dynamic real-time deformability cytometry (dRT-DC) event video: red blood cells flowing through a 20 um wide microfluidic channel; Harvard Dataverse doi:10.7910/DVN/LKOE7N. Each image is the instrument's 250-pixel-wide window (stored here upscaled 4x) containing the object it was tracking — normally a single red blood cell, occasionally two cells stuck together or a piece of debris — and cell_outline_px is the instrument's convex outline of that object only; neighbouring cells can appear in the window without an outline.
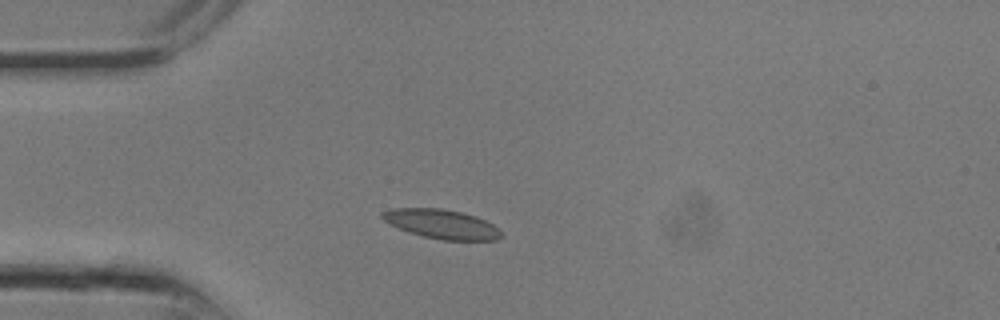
{"species": "common noctule bat (a hibernating species)", "species_latin": "Nyctalus noctula", "temperature_condition": "room temperature", "stored_images_in_passage": 13, "camera_frame_rate_fps": 3000, "um_per_image_px": 0.085, "animal": {"sex": "male", "body_mass_g": 13.3}, "frame": {"image": 1, "passage_image": 4, "time_ms": 1.0, "image_size_px": [1000, 320], "cell_outline_px": [[500, 236], [496, 240], [440, 240], [408, 232], [384, 220], [380, 216], [380, 212], [392, 208], [440, 208], [460, 212], [476, 216], [500, 228]], "centroid_in_image_um": [37.52, 19.04], "position_along_channel_um": 47.5, "area_um2": 20.11}}
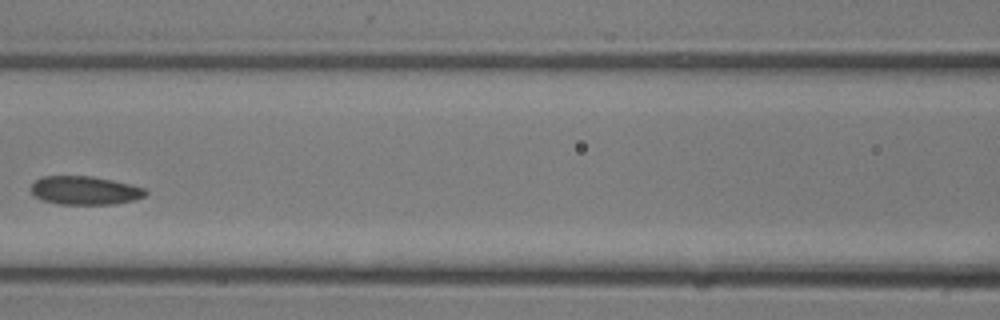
{"frame": {"image": 2, "passage_image": 9, "time_ms": 2.667, "image_size_px": [1000, 320], "cell_outline_px": [[148, 192], [144, 196], [132, 200], [112, 204], [60, 204], [44, 200], [36, 196], [32, 192], [32, 184], [40, 176], [92, 176], [112, 180], [144, 188]], "centroid_in_image_um": [7.2, 16.18], "position_along_channel_um": 159.4, "area_um2": 18.73}}
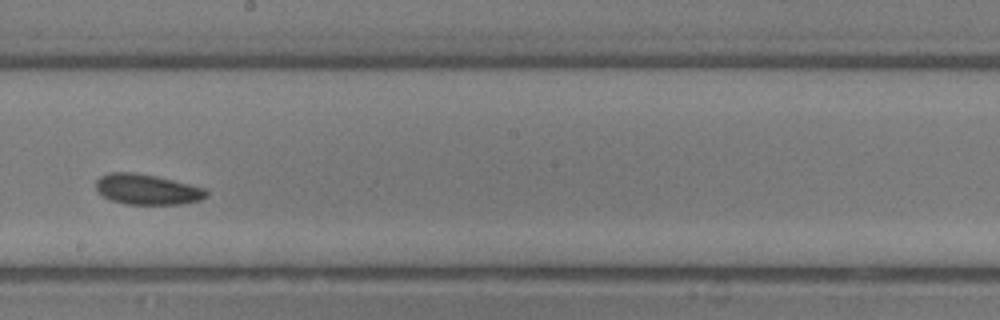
{"frame": {"image": 3, "passage_image": 12, "time_ms": 3.667, "image_size_px": [1000, 320], "cell_outline_px": [[208, 196], [200, 200], [180, 204], [124, 204], [112, 200], [104, 196], [96, 188], [96, 180], [100, 176], [108, 172], [132, 172], [156, 176], [204, 188], [208, 192]], "centroid_in_image_um": [12.49, 16.09], "position_along_channel_um": 235.7, "area_um2": 19.42}}